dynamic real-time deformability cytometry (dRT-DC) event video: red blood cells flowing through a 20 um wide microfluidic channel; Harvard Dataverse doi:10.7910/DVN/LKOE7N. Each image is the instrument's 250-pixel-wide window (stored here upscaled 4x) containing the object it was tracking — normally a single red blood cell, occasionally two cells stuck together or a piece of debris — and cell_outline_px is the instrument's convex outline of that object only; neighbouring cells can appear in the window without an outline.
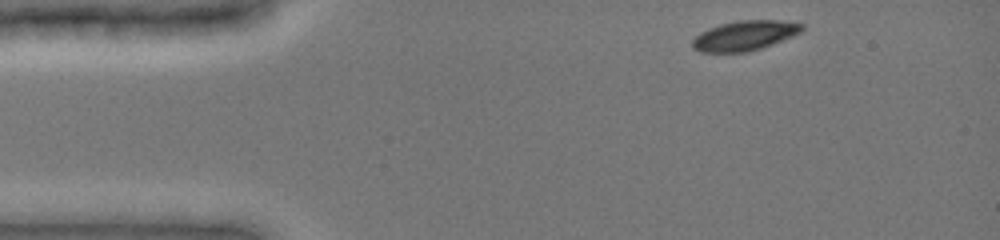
{"species": "common noctule bat (a hibernating species)", "species_latin": "Nyctalus noctula", "temperature_condition": "cold", "stored_images_in_passage": 14, "camera_frame_rate_fps": 3000, "um_per_image_px": 0.085, "animal": {"sex": "female", "body_mass_g": 19.0, "forearm_length_mm": 51.5}, "frame": {"image": 1, "passage_image": 1, "time_ms": 0.0, "image_size_px": [1000, 240], "cell_outline_px": [[804, 28], [800, 32], [772, 44], [748, 52], [700, 52], [692, 48], [692, 40], [700, 32], [708, 28], [720, 24], [740, 20], [776, 20], [804, 24]], "centroid_in_image_um": [63.25, 3.02], "position_along_channel_um": 21.7, "area_um2": 18.9}}
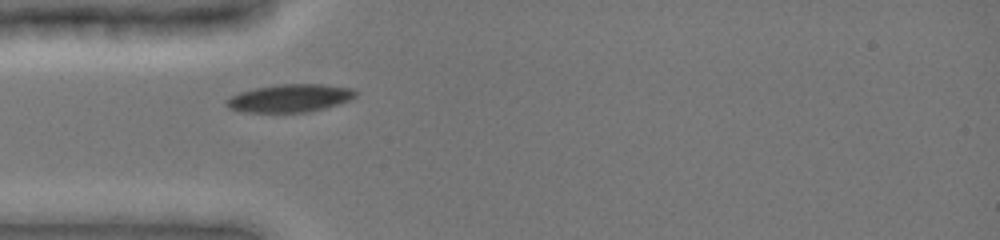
{"frame": {"image": 2, "passage_image": 8, "time_ms": 2.333, "image_size_px": [1000, 240], "cell_outline_px": [[356, 96], [340, 104], [308, 112], [244, 112], [228, 108], [224, 104], [224, 100], [240, 92], [256, 88], [280, 84], [324, 84], [356, 88]], "centroid_in_image_um": [24.65, 8.34], "position_along_channel_um": 60.3, "area_um2": 21.1}}
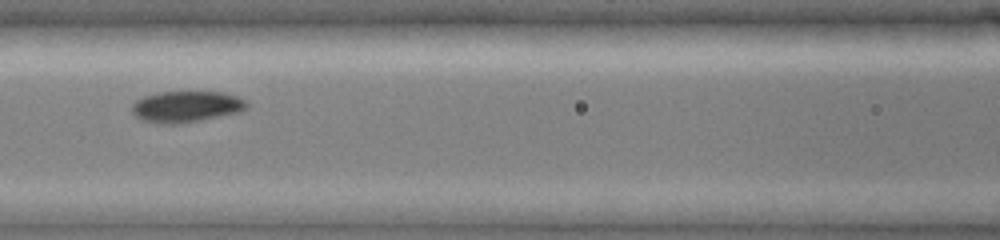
{"frame": {"image": 3, "passage_image": 13, "time_ms": 4.0, "image_size_px": [1000, 240], "cell_outline_px": [[248, 104], [240, 112], [180, 124], [156, 124], [140, 120], [132, 112], [132, 104], [136, 100], [144, 96], [160, 92], [224, 92], [236, 96], [244, 100]], "centroid_in_image_um": [15.78, 9.07], "position_along_channel_um": 150.8, "area_um2": 20.92}}